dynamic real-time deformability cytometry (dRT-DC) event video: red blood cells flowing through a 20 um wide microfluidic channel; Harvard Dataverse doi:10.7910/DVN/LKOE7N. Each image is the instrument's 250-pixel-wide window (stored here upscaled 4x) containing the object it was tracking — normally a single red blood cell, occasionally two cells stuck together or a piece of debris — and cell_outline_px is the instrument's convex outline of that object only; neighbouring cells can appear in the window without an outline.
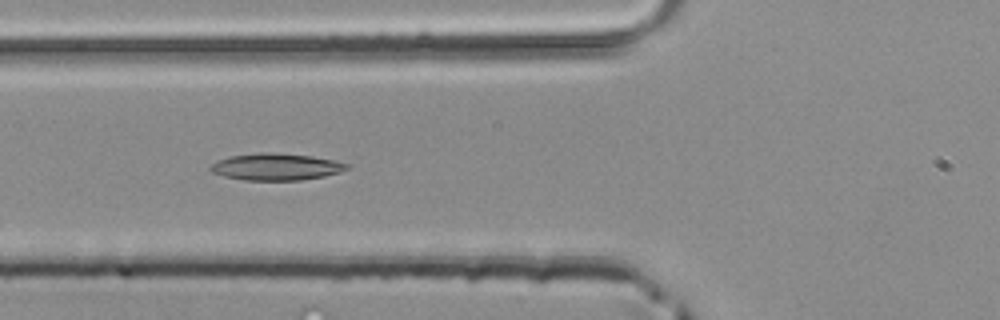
{"species": "common noctule bat (a hibernating species)", "species_latin": "Nyctalus noctula", "temperature_condition": "room temperature", "stored_images_in_passage": 47, "camera_frame_rate_fps": 3000, "um_per_image_px": 0.085, "animal": {"sex": "male", "body_mass_g": 20.4}, "frame": {"image": 1, "passage_image": 18, "time_ms": 5.667, "image_size_px": [1000, 320], "cell_outline_px": [[352, 164], [348, 168], [340, 172], [324, 176], [300, 180], [244, 180], [224, 176], [212, 172], [208, 168], [216, 160], [232, 156], [260, 152], [264, 152], [312, 156]], "centroid_in_image_um": [23.46, 14.18], "position_along_channel_um": 102.3, "area_um2": 21.21}}
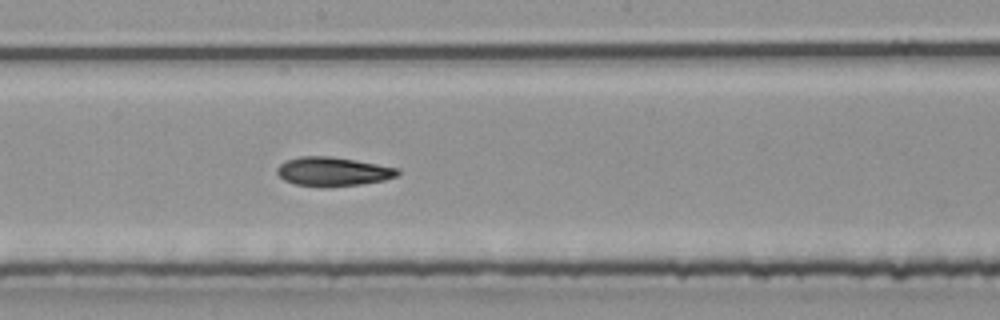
{"frame": {"image": 2, "passage_image": 26, "time_ms": 8.333, "image_size_px": [1000, 320], "cell_outline_px": [[400, 172], [396, 176], [384, 180], [360, 184], [296, 184], [284, 180], [276, 172], [276, 168], [284, 160], [300, 156], [328, 156], [376, 164], [396, 168]], "centroid_in_image_um": [28.25, 14.54], "position_along_channel_um": 219.9, "area_um2": 19.36}}
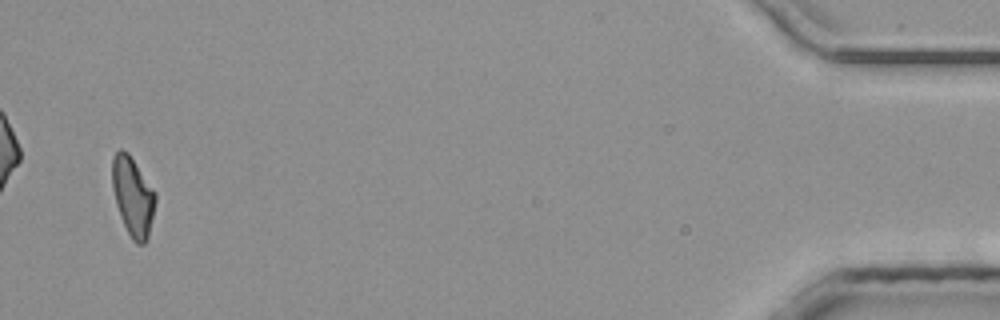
{"frame": {"image": 3, "passage_image": 46, "time_ms": 15.0, "image_size_px": [1000, 320], "cell_outline_px": [[156, 200], [148, 236], [144, 244], [136, 244], [132, 240], [124, 224], [116, 204], [112, 184], [112, 156], [120, 148], [128, 152], [156, 192]], "centroid_in_image_um": [11.29, 16.67], "position_along_channel_um": 423.9, "area_um2": 19.77}}